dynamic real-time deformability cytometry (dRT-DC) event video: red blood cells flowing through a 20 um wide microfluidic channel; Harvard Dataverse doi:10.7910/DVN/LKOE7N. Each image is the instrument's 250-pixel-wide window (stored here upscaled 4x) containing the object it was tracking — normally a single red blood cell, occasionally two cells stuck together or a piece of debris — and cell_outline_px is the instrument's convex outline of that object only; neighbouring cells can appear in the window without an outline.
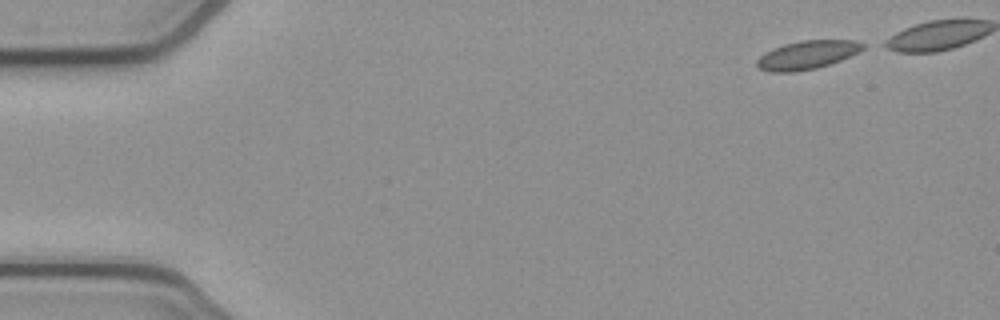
{"species": "common noctule bat (a hibernating species)", "species_latin": "Nyctalus noctula", "temperature_condition": "cold", "stored_images_in_passage": 40, "camera_frame_rate_fps": 3000, "um_per_image_px": 0.085, "animal": {"sex": "female", "body_mass_g": 21.9}, "frame": {"image": 1, "passage_image": 1, "time_ms": 0.0, "image_size_px": [1000, 320], "cell_outline_px": [[868, 44], [860, 52], [840, 60], [816, 68], [792, 72], [772, 72], [760, 68], [756, 64], [756, 60], [764, 52], [784, 44], [800, 40], [856, 40]], "centroid_in_image_um": [68.65, 4.65], "position_along_channel_um": 16.4, "area_um2": 17.63}}
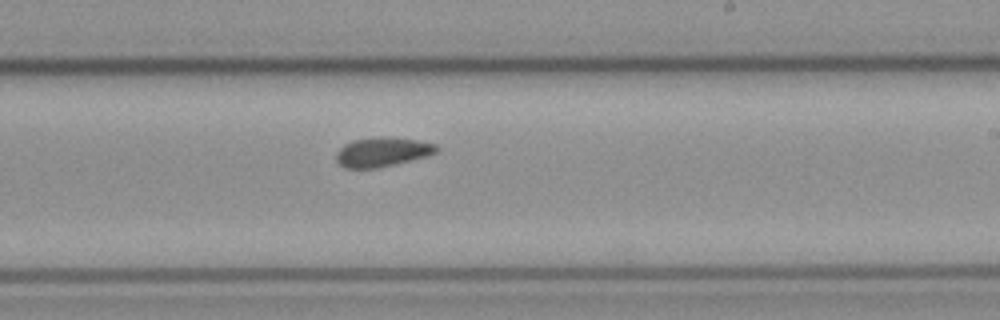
{"frame": {"image": 2, "passage_image": 28, "time_ms": 9.0, "image_size_px": [1000, 320], "cell_outline_px": [[440, 148], [436, 152], [428, 156], [380, 168], [344, 168], [336, 160], [336, 152], [344, 144], [352, 140], [416, 140], [436, 144]], "centroid_in_image_um": [32.49, 12.99], "position_along_channel_um": 256.5, "area_um2": 16.36}}
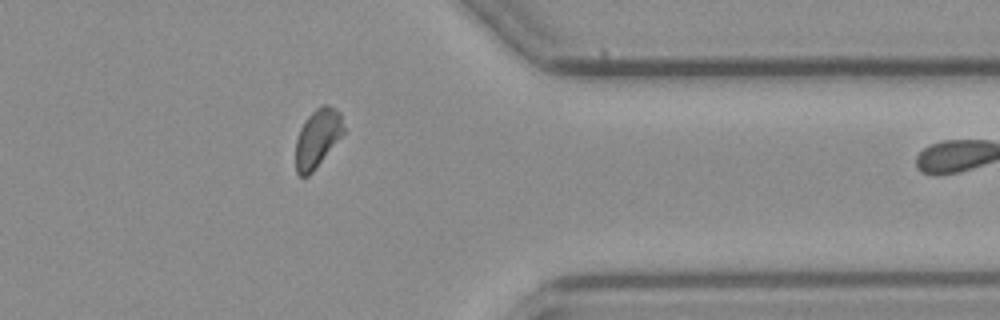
{"frame": {"image": 3, "passage_image": 39, "time_ms": 12.667, "image_size_px": [1000, 320], "cell_outline_px": [[344, 132], [312, 172], [308, 176], [300, 176], [296, 172], [296, 140], [300, 128], [308, 116], [316, 108], [324, 104], [328, 104], [340, 112], [344, 128]], "centroid_in_image_um": [26.97, 11.72], "position_along_channel_um": 384.4, "area_um2": 16.01}}